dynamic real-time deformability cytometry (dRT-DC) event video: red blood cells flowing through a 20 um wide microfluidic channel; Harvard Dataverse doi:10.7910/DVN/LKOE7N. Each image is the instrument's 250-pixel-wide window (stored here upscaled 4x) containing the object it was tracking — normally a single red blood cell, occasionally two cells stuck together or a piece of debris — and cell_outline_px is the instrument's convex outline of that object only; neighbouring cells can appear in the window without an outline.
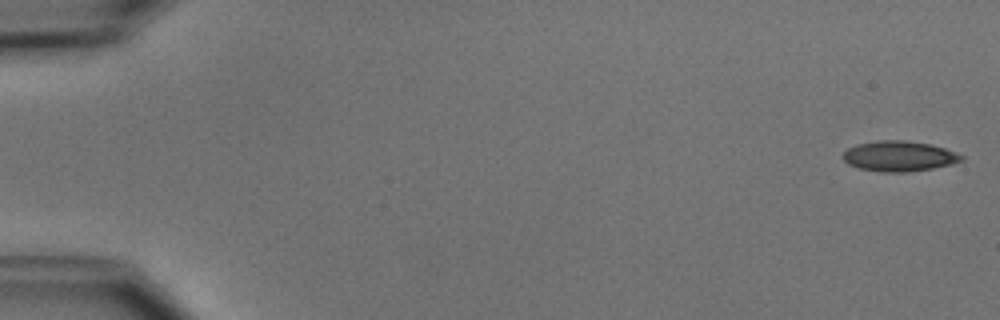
{"species": "common noctule bat (a hibernating species)", "species_latin": "Nyctalus noctula", "temperature_condition": "cold", "stored_images_in_passage": 51, "camera_frame_rate_fps": 3000, "um_per_image_px": 0.085, "animal": {"sex": "male", "body_mass_g": 15.6}, "frame": {"image": 1, "passage_image": 1, "time_ms": 0.0, "image_size_px": [1000, 320], "cell_outline_px": [[964, 160], [952, 164], [932, 168], [908, 172], [880, 172], [860, 168], [848, 164], [840, 156], [848, 148], [856, 144], [880, 140], [904, 140], [928, 144], [944, 148], [956, 152], [964, 156]], "centroid_in_image_um": [76.41, 13.27], "position_along_channel_um": 8.6, "area_um2": 20.98}}
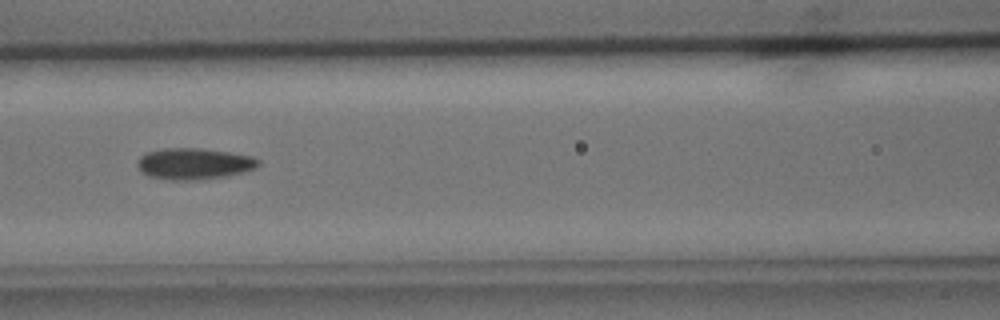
{"frame": {"image": 2, "passage_image": 23, "time_ms": 7.333, "image_size_px": [1000, 320], "cell_outline_px": [[260, 164], [256, 168], [244, 172], [228, 176], [192, 180], [172, 180], [148, 176], [140, 172], [136, 164], [136, 160], [140, 156], [148, 152], [164, 148], [200, 148], [228, 152], [252, 156], [260, 160]], "centroid_in_image_um": [16.48, 13.92], "position_along_channel_um": 150.1, "area_um2": 22.25}}
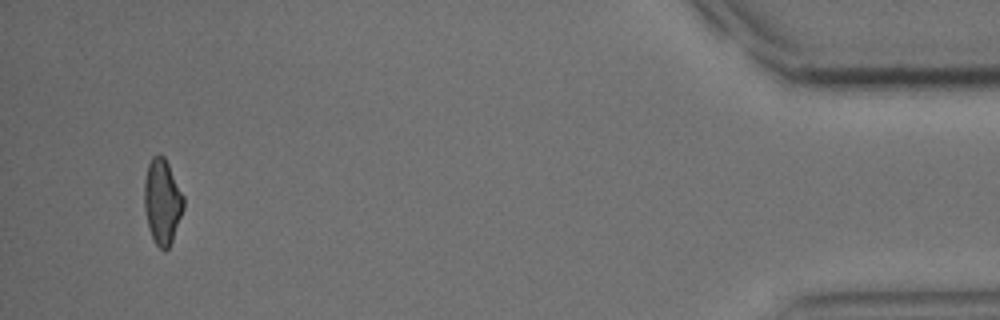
{"frame": {"image": 3, "passage_image": 49, "time_ms": 16.0, "image_size_px": [1000, 320], "cell_outline_px": [[184, 208], [172, 240], [168, 248], [164, 252], [156, 244], [148, 228], [144, 208], [144, 180], [148, 164], [152, 156], [160, 152], [164, 156], [184, 196]], "centroid_in_image_um": [13.78, 17.11], "position_along_channel_um": 421.4, "area_um2": 19.59}, "authors_computed_cell_mechanics": {"area_um2": 20.9814, "velocity_mm_per_s": 3.9422, "shape_relaxation_time_tau1_ms": 4.3267, "shape_relaxation_time_tau2_ms": 3.4959, "deformation_change_tau1": 0.1176, "deformation_change_tau2": 0.0958}}